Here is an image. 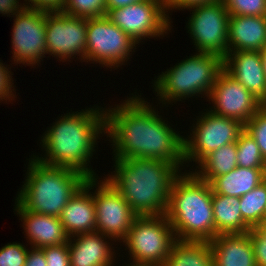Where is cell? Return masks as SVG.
<instances>
[{"mask_svg": "<svg viewBox=\"0 0 266 266\" xmlns=\"http://www.w3.org/2000/svg\"><path fill=\"white\" fill-rule=\"evenodd\" d=\"M124 101L105 109L104 134L108 133L113 143L114 159H157L181 170L185 163L184 136L175 132L141 95Z\"/></svg>", "mask_w": 266, "mask_h": 266, "instance_id": "cell-1", "label": "cell"}, {"mask_svg": "<svg viewBox=\"0 0 266 266\" xmlns=\"http://www.w3.org/2000/svg\"><path fill=\"white\" fill-rule=\"evenodd\" d=\"M101 109H82L59 117L41 137L46 157L34 158L48 166L73 169L87 178L98 177L88 166L96 141L105 132V111Z\"/></svg>", "mask_w": 266, "mask_h": 266, "instance_id": "cell-2", "label": "cell"}, {"mask_svg": "<svg viewBox=\"0 0 266 266\" xmlns=\"http://www.w3.org/2000/svg\"><path fill=\"white\" fill-rule=\"evenodd\" d=\"M114 174L106 179L137 216L166 213L173 179L181 172L174 164L150 158L115 159Z\"/></svg>", "mask_w": 266, "mask_h": 266, "instance_id": "cell-3", "label": "cell"}, {"mask_svg": "<svg viewBox=\"0 0 266 266\" xmlns=\"http://www.w3.org/2000/svg\"><path fill=\"white\" fill-rule=\"evenodd\" d=\"M212 196L211 184L192 171L180 172L173 179L165 215L176 240L209 242L215 238Z\"/></svg>", "mask_w": 266, "mask_h": 266, "instance_id": "cell-4", "label": "cell"}, {"mask_svg": "<svg viewBox=\"0 0 266 266\" xmlns=\"http://www.w3.org/2000/svg\"><path fill=\"white\" fill-rule=\"evenodd\" d=\"M27 169V179L15 201L23 209L49 216L59 217L87 179L73 169L42 164L34 156Z\"/></svg>", "mask_w": 266, "mask_h": 266, "instance_id": "cell-5", "label": "cell"}, {"mask_svg": "<svg viewBox=\"0 0 266 266\" xmlns=\"http://www.w3.org/2000/svg\"><path fill=\"white\" fill-rule=\"evenodd\" d=\"M222 70L221 57L211 53H196L162 72L153 87L157 96H160L159 101L165 105L195 95L200 97V94L208 98Z\"/></svg>", "mask_w": 266, "mask_h": 266, "instance_id": "cell-6", "label": "cell"}, {"mask_svg": "<svg viewBox=\"0 0 266 266\" xmlns=\"http://www.w3.org/2000/svg\"><path fill=\"white\" fill-rule=\"evenodd\" d=\"M175 241L173 228L164 214L137 216L121 242L127 246L133 263L164 266Z\"/></svg>", "mask_w": 266, "mask_h": 266, "instance_id": "cell-7", "label": "cell"}, {"mask_svg": "<svg viewBox=\"0 0 266 266\" xmlns=\"http://www.w3.org/2000/svg\"><path fill=\"white\" fill-rule=\"evenodd\" d=\"M135 42L106 15L88 18L86 62L99 63L106 68L124 65L136 48ZM135 47V48H134ZM134 48V49H133ZM133 50V51H132ZM88 60V61H87Z\"/></svg>", "mask_w": 266, "mask_h": 266, "instance_id": "cell-8", "label": "cell"}, {"mask_svg": "<svg viewBox=\"0 0 266 266\" xmlns=\"http://www.w3.org/2000/svg\"><path fill=\"white\" fill-rule=\"evenodd\" d=\"M191 129L189 138H184V162L200 163L208 154L225 144L237 141L244 125L239 121L217 115L211 110L202 113Z\"/></svg>", "mask_w": 266, "mask_h": 266, "instance_id": "cell-9", "label": "cell"}, {"mask_svg": "<svg viewBox=\"0 0 266 266\" xmlns=\"http://www.w3.org/2000/svg\"><path fill=\"white\" fill-rule=\"evenodd\" d=\"M188 9L193 11L187 28L195 49L198 53H211L224 59L228 54L230 16L224 3H205Z\"/></svg>", "mask_w": 266, "mask_h": 266, "instance_id": "cell-10", "label": "cell"}, {"mask_svg": "<svg viewBox=\"0 0 266 266\" xmlns=\"http://www.w3.org/2000/svg\"><path fill=\"white\" fill-rule=\"evenodd\" d=\"M164 0H142L110 10L106 16L135 42L160 37L171 30Z\"/></svg>", "mask_w": 266, "mask_h": 266, "instance_id": "cell-11", "label": "cell"}, {"mask_svg": "<svg viewBox=\"0 0 266 266\" xmlns=\"http://www.w3.org/2000/svg\"><path fill=\"white\" fill-rule=\"evenodd\" d=\"M45 21L47 54L63 62L79 54V59L85 62L88 18L46 11Z\"/></svg>", "mask_w": 266, "mask_h": 266, "instance_id": "cell-12", "label": "cell"}, {"mask_svg": "<svg viewBox=\"0 0 266 266\" xmlns=\"http://www.w3.org/2000/svg\"><path fill=\"white\" fill-rule=\"evenodd\" d=\"M97 179L100 178L92 177V187L97 190L94 191L96 231L113 238L115 242L123 240L137 215L108 179L104 178L100 183Z\"/></svg>", "mask_w": 266, "mask_h": 266, "instance_id": "cell-13", "label": "cell"}, {"mask_svg": "<svg viewBox=\"0 0 266 266\" xmlns=\"http://www.w3.org/2000/svg\"><path fill=\"white\" fill-rule=\"evenodd\" d=\"M46 11L26 8L15 16L12 30L14 64L38 65L46 52Z\"/></svg>", "mask_w": 266, "mask_h": 266, "instance_id": "cell-14", "label": "cell"}, {"mask_svg": "<svg viewBox=\"0 0 266 266\" xmlns=\"http://www.w3.org/2000/svg\"><path fill=\"white\" fill-rule=\"evenodd\" d=\"M208 101L213 113L235 119L245 125L264 105L224 69L218 74Z\"/></svg>", "mask_w": 266, "mask_h": 266, "instance_id": "cell-15", "label": "cell"}, {"mask_svg": "<svg viewBox=\"0 0 266 266\" xmlns=\"http://www.w3.org/2000/svg\"><path fill=\"white\" fill-rule=\"evenodd\" d=\"M223 69L266 105V77L260 51L228 52Z\"/></svg>", "mask_w": 266, "mask_h": 266, "instance_id": "cell-16", "label": "cell"}, {"mask_svg": "<svg viewBox=\"0 0 266 266\" xmlns=\"http://www.w3.org/2000/svg\"><path fill=\"white\" fill-rule=\"evenodd\" d=\"M91 189L92 178H87L62 209L59 218L69 237L96 231L94 193H89Z\"/></svg>", "mask_w": 266, "mask_h": 266, "instance_id": "cell-17", "label": "cell"}, {"mask_svg": "<svg viewBox=\"0 0 266 266\" xmlns=\"http://www.w3.org/2000/svg\"><path fill=\"white\" fill-rule=\"evenodd\" d=\"M15 212L21 217L25 228V235L31 248H43L46 246H57L68 243L69 236L66 233L62 222L58 216L38 214L23 209L15 201Z\"/></svg>", "mask_w": 266, "mask_h": 266, "instance_id": "cell-18", "label": "cell"}, {"mask_svg": "<svg viewBox=\"0 0 266 266\" xmlns=\"http://www.w3.org/2000/svg\"><path fill=\"white\" fill-rule=\"evenodd\" d=\"M107 238L111 241L113 239L98 231L70 237L68 241L70 266H113L114 249L110 246V242L106 241Z\"/></svg>", "mask_w": 266, "mask_h": 266, "instance_id": "cell-19", "label": "cell"}, {"mask_svg": "<svg viewBox=\"0 0 266 266\" xmlns=\"http://www.w3.org/2000/svg\"><path fill=\"white\" fill-rule=\"evenodd\" d=\"M265 46L266 16H229L228 52L261 51Z\"/></svg>", "mask_w": 266, "mask_h": 266, "instance_id": "cell-20", "label": "cell"}, {"mask_svg": "<svg viewBox=\"0 0 266 266\" xmlns=\"http://www.w3.org/2000/svg\"><path fill=\"white\" fill-rule=\"evenodd\" d=\"M209 244L213 266H256L250 231L244 234H219Z\"/></svg>", "mask_w": 266, "mask_h": 266, "instance_id": "cell-21", "label": "cell"}, {"mask_svg": "<svg viewBox=\"0 0 266 266\" xmlns=\"http://www.w3.org/2000/svg\"><path fill=\"white\" fill-rule=\"evenodd\" d=\"M266 180V169L237 166L216 177L210 184L215 194L240 198Z\"/></svg>", "mask_w": 266, "mask_h": 266, "instance_id": "cell-22", "label": "cell"}, {"mask_svg": "<svg viewBox=\"0 0 266 266\" xmlns=\"http://www.w3.org/2000/svg\"><path fill=\"white\" fill-rule=\"evenodd\" d=\"M215 237L219 234H244L252 228L243 220L238 197L212 196Z\"/></svg>", "mask_w": 266, "mask_h": 266, "instance_id": "cell-23", "label": "cell"}, {"mask_svg": "<svg viewBox=\"0 0 266 266\" xmlns=\"http://www.w3.org/2000/svg\"><path fill=\"white\" fill-rule=\"evenodd\" d=\"M164 266H213L209 242L176 240Z\"/></svg>", "mask_w": 266, "mask_h": 266, "instance_id": "cell-24", "label": "cell"}, {"mask_svg": "<svg viewBox=\"0 0 266 266\" xmlns=\"http://www.w3.org/2000/svg\"><path fill=\"white\" fill-rule=\"evenodd\" d=\"M236 142L228 143L208 154L197 166L194 173L211 183L216 177L229 173L237 167ZM197 170V171H196Z\"/></svg>", "mask_w": 266, "mask_h": 266, "instance_id": "cell-25", "label": "cell"}, {"mask_svg": "<svg viewBox=\"0 0 266 266\" xmlns=\"http://www.w3.org/2000/svg\"><path fill=\"white\" fill-rule=\"evenodd\" d=\"M243 220L254 229L266 213V180L239 198Z\"/></svg>", "mask_w": 266, "mask_h": 266, "instance_id": "cell-26", "label": "cell"}, {"mask_svg": "<svg viewBox=\"0 0 266 266\" xmlns=\"http://www.w3.org/2000/svg\"><path fill=\"white\" fill-rule=\"evenodd\" d=\"M237 166L243 168L266 169V160L255 139L244 129L236 141Z\"/></svg>", "mask_w": 266, "mask_h": 266, "instance_id": "cell-27", "label": "cell"}, {"mask_svg": "<svg viewBox=\"0 0 266 266\" xmlns=\"http://www.w3.org/2000/svg\"><path fill=\"white\" fill-rule=\"evenodd\" d=\"M60 11L83 18L101 17L106 15V0H65Z\"/></svg>", "mask_w": 266, "mask_h": 266, "instance_id": "cell-28", "label": "cell"}, {"mask_svg": "<svg viewBox=\"0 0 266 266\" xmlns=\"http://www.w3.org/2000/svg\"><path fill=\"white\" fill-rule=\"evenodd\" d=\"M230 15L266 16V0H222Z\"/></svg>", "mask_w": 266, "mask_h": 266, "instance_id": "cell-29", "label": "cell"}, {"mask_svg": "<svg viewBox=\"0 0 266 266\" xmlns=\"http://www.w3.org/2000/svg\"><path fill=\"white\" fill-rule=\"evenodd\" d=\"M244 129L255 139L266 160V105L244 125Z\"/></svg>", "mask_w": 266, "mask_h": 266, "instance_id": "cell-30", "label": "cell"}, {"mask_svg": "<svg viewBox=\"0 0 266 266\" xmlns=\"http://www.w3.org/2000/svg\"><path fill=\"white\" fill-rule=\"evenodd\" d=\"M28 250L21 243H8L0 249V266H24Z\"/></svg>", "mask_w": 266, "mask_h": 266, "instance_id": "cell-31", "label": "cell"}, {"mask_svg": "<svg viewBox=\"0 0 266 266\" xmlns=\"http://www.w3.org/2000/svg\"><path fill=\"white\" fill-rule=\"evenodd\" d=\"M45 254L47 266H70L68 243L41 248Z\"/></svg>", "mask_w": 266, "mask_h": 266, "instance_id": "cell-32", "label": "cell"}, {"mask_svg": "<svg viewBox=\"0 0 266 266\" xmlns=\"http://www.w3.org/2000/svg\"><path fill=\"white\" fill-rule=\"evenodd\" d=\"M8 69L9 68H7L5 64H2V62H0V101H3V99L10 101L12 99L14 100L15 98V96L13 95L14 93L12 92L15 90V88L12 89L14 87V83H12L13 78L10 75L11 72Z\"/></svg>", "mask_w": 266, "mask_h": 266, "instance_id": "cell-33", "label": "cell"}, {"mask_svg": "<svg viewBox=\"0 0 266 266\" xmlns=\"http://www.w3.org/2000/svg\"><path fill=\"white\" fill-rule=\"evenodd\" d=\"M250 239L254 247L256 266H266V239L262 238L254 229L250 230Z\"/></svg>", "mask_w": 266, "mask_h": 266, "instance_id": "cell-34", "label": "cell"}, {"mask_svg": "<svg viewBox=\"0 0 266 266\" xmlns=\"http://www.w3.org/2000/svg\"><path fill=\"white\" fill-rule=\"evenodd\" d=\"M222 0H164V6L167 16L169 17V12L172 9L182 10L188 9L193 6L205 4V3H213V2H220ZM168 10V11H167Z\"/></svg>", "mask_w": 266, "mask_h": 266, "instance_id": "cell-35", "label": "cell"}, {"mask_svg": "<svg viewBox=\"0 0 266 266\" xmlns=\"http://www.w3.org/2000/svg\"><path fill=\"white\" fill-rule=\"evenodd\" d=\"M27 8L45 11H60L65 0H24ZM28 1V2H27ZM31 2V3H30ZM30 4V5H29Z\"/></svg>", "mask_w": 266, "mask_h": 266, "instance_id": "cell-36", "label": "cell"}, {"mask_svg": "<svg viewBox=\"0 0 266 266\" xmlns=\"http://www.w3.org/2000/svg\"><path fill=\"white\" fill-rule=\"evenodd\" d=\"M27 8L26 4L19 5V0H0V13L7 14V17L14 15V17ZM11 13V14H10Z\"/></svg>", "mask_w": 266, "mask_h": 266, "instance_id": "cell-37", "label": "cell"}, {"mask_svg": "<svg viewBox=\"0 0 266 266\" xmlns=\"http://www.w3.org/2000/svg\"><path fill=\"white\" fill-rule=\"evenodd\" d=\"M24 266H47L43 250L41 248L28 250Z\"/></svg>", "mask_w": 266, "mask_h": 266, "instance_id": "cell-38", "label": "cell"}, {"mask_svg": "<svg viewBox=\"0 0 266 266\" xmlns=\"http://www.w3.org/2000/svg\"><path fill=\"white\" fill-rule=\"evenodd\" d=\"M142 0H106V14L116 8H122Z\"/></svg>", "mask_w": 266, "mask_h": 266, "instance_id": "cell-39", "label": "cell"}, {"mask_svg": "<svg viewBox=\"0 0 266 266\" xmlns=\"http://www.w3.org/2000/svg\"><path fill=\"white\" fill-rule=\"evenodd\" d=\"M254 230L264 239H266V218L263 219Z\"/></svg>", "mask_w": 266, "mask_h": 266, "instance_id": "cell-40", "label": "cell"}, {"mask_svg": "<svg viewBox=\"0 0 266 266\" xmlns=\"http://www.w3.org/2000/svg\"><path fill=\"white\" fill-rule=\"evenodd\" d=\"M260 55H261L262 65H263L264 73L266 77V46L260 51Z\"/></svg>", "mask_w": 266, "mask_h": 266, "instance_id": "cell-41", "label": "cell"}, {"mask_svg": "<svg viewBox=\"0 0 266 266\" xmlns=\"http://www.w3.org/2000/svg\"><path fill=\"white\" fill-rule=\"evenodd\" d=\"M126 266H162V265H158V264H142V263H133L132 262L130 264H127Z\"/></svg>", "mask_w": 266, "mask_h": 266, "instance_id": "cell-42", "label": "cell"}]
</instances>
